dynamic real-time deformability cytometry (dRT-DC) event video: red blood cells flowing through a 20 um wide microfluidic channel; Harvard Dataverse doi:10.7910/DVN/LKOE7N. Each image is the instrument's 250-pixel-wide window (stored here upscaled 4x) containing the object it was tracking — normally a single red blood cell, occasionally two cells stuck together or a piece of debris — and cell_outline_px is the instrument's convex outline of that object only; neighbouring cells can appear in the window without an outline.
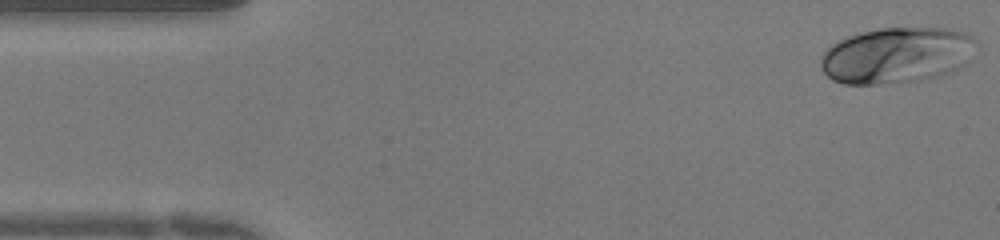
{"species": "human", "species_latin": "Homo sapiens", "temperature_condition": "warm", "stored_images_in_passage": 8, "camera_frame_rate_fps": 3000, "um_per_image_px": 0.085, "donor": {"sex": "female"}, "frame": {"image": 1, "passage_image": 1, "time_ms": 0.0, "image_size_px": [1000, 240], "cell_outline_px": [[976, 40], [968, 64], [952, 72], [940, 76], [920, 80], [876, 84], [844, 84], [832, 80], [820, 68], [820, 56], [832, 44], [848, 36], [860, 32], [880, 28], [952, 28], [964, 32], [972, 36]], "centroid_in_image_um": [76.23, 4.7], "position_along_channel_um": 8.8, "area_um2": 51.1}}